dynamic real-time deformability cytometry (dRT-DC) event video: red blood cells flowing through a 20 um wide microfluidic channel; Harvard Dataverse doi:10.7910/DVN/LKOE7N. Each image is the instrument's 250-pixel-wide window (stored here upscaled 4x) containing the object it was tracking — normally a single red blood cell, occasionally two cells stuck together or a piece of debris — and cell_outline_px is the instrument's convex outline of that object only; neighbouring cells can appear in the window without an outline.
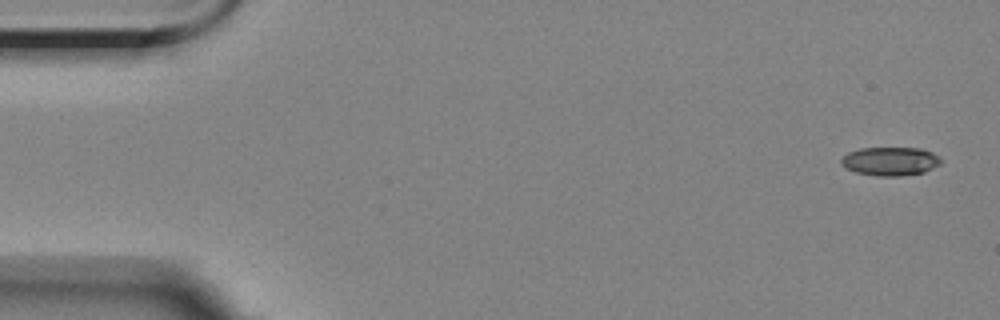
{"species": "Egyptian fruit bat (a non-hibernating species)", "species_latin": "Rousettus aegyptiacus", "temperature_condition": "room temperature", "stored_images_in_passage": 4, "camera_frame_rate_fps": 3000, "um_per_image_px": 0.085, "animal": {"sex": "female"}, "frame": {"image": 1, "passage_image": 1, "time_ms": 0.0, "image_size_px": [1000, 320], "cell_outline_px": [[940, 164], [924, 172], [900, 176], [876, 176], [856, 172], [840, 164], [840, 160], [848, 152], [860, 148], [920, 148], [932, 152], [940, 156]], "centroid_in_image_um": [75.67, 13.7], "position_along_channel_um": 9.3, "area_um2": 16.59}}
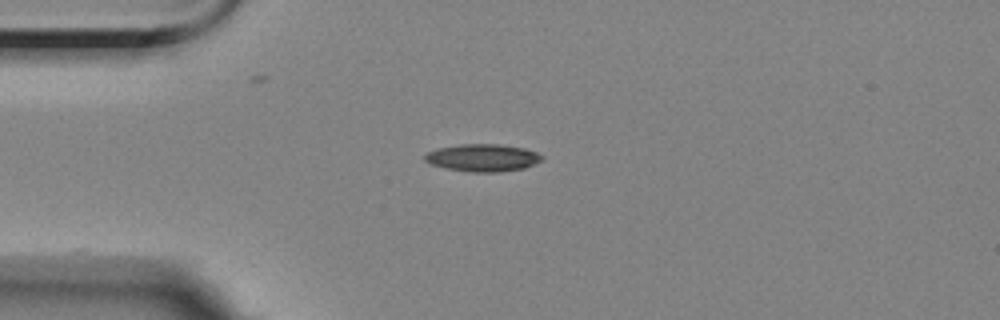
{"frame": {"image": 2, "passage_image": 4, "time_ms": 4.0, "image_size_px": [1000, 320], "cell_outline_px": [[544, 156], [540, 160], [524, 168], [500, 172], [472, 172], [448, 168], [432, 164], [424, 160], [424, 156], [428, 152], [436, 148], [460, 144], [500, 144], [524, 148], [536, 152]], "centroid_in_image_um": [41.02, 13.4], "position_along_channel_um": 44.0, "area_um2": 18.55}}